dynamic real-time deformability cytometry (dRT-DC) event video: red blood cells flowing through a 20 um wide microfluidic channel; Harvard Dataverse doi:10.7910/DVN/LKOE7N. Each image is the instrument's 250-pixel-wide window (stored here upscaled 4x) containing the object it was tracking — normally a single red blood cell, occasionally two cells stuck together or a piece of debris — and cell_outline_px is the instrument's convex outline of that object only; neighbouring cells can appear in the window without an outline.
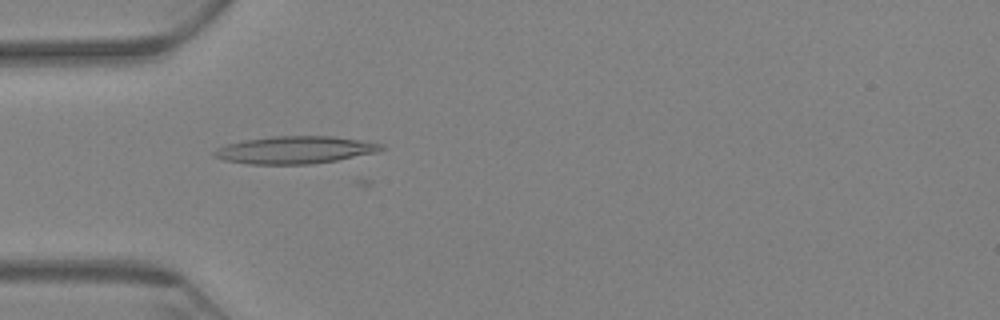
{"species": "Egyptian fruit bat (a non-hibernating species)", "species_latin": "Rousettus aegyptiacus", "temperature_condition": "warm", "stored_images_in_passage": 16, "camera_frame_rate_fps": 3000, "um_per_image_px": 0.085, "animal": {"sex": "female"}, "frame": {"image": 1, "passage_image": 14, "time_ms": 4.333, "image_size_px": [1000, 320], "cell_outline_px": [[388, 148], [376, 152], [336, 160], [312, 164], [248, 164], [224, 160], [212, 156], [212, 152], [216, 148], [228, 144], [244, 140], [272, 136], [332, 136], [384, 144]], "centroid_in_image_um": [25.06, 12.74], "position_along_channel_um": 59.9, "area_um2": 26.7}}